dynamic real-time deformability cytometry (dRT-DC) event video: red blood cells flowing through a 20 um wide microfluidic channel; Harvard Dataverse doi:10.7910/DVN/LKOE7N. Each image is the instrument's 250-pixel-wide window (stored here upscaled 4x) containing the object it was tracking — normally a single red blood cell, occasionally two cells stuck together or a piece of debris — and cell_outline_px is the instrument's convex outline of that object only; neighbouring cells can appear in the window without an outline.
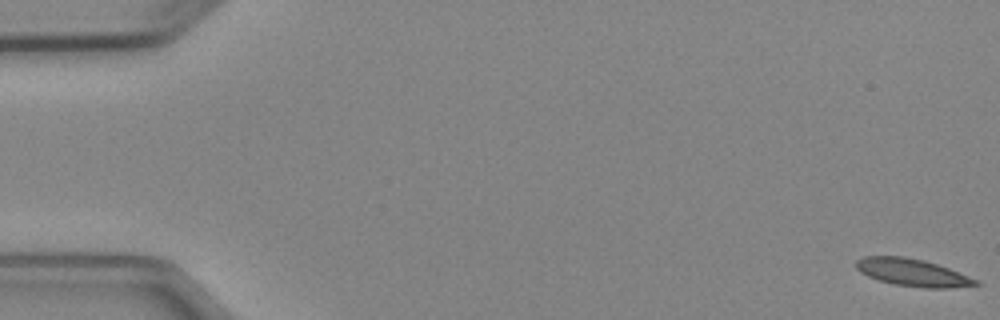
{"species": "Egyptian fruit bat (a non-hibernating species)", "species_latin": "Rousettus aegyptiacus", "temperature_condition": "cold", "stored_images_in_passage": 4, "camera_frame_rate_fps": 3000, "um_per_image_px": 0.085, "animal": {"sex": "female"}, "frame": {"image": 1, "passage_image": 1, "time_ms": 0.0, "image_size_px": [1000, 320], "cell_outline_px": [[980, 284], [948, 288], [924, 288], [892, 284], [868, 276], [860, 272], [856, 268], [856, 260], [864, 256], [904, 256], [924, 260], [948, 268], [976, 280]], "centroid_in_image_um": [77.5, 23.16], "position_along_channel_um": 7.5, "area_um2": 18.84}}